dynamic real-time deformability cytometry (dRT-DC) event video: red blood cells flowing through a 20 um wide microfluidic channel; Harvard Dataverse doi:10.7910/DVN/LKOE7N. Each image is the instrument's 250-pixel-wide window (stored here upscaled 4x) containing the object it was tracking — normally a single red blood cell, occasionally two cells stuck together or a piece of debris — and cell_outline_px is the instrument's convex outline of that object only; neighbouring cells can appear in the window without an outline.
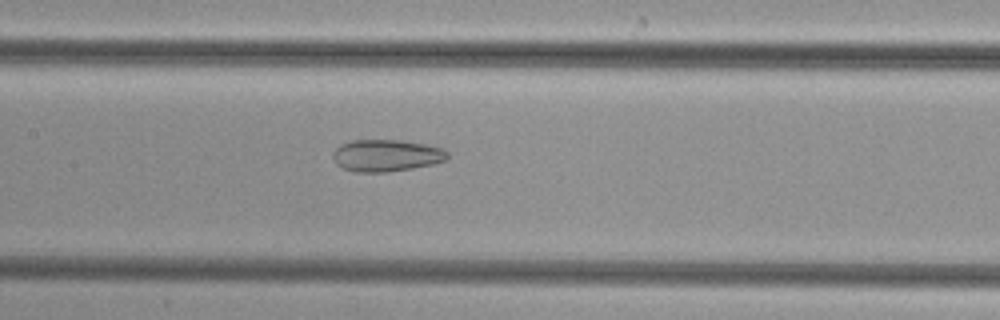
{"species": "common noctule bat (a hibernating species)", "species_latin": "Nyctalus noctula", "temperature_condition": "cold", "stored_images_in_passage": 36, "camera_frame_rate_fps": 3000, "um_per_image_px": 0.085, "animal": {"sex": "female", "body_mass_g": 29.2, "forearm_length_mm": 56.3}, "frame": {"image": 1, "passage_image": 20, "time_ms": 6.333, "image_size_px": [1000, 320], "cell_outline_px": [[448, 156], [444, 160], [432, 164], [412, 168], [388, 172], [356, 172], [340, 168], [336, 164], [332, 156], [332, 152], [340, 144], [352, 140], [400, 140], [428, 144], [444, 148], [448, 152]], "centroid_in_image_um": [32.81, 13.21], "position_along_channel_um": 174.6, "area_um2": 21.56}}
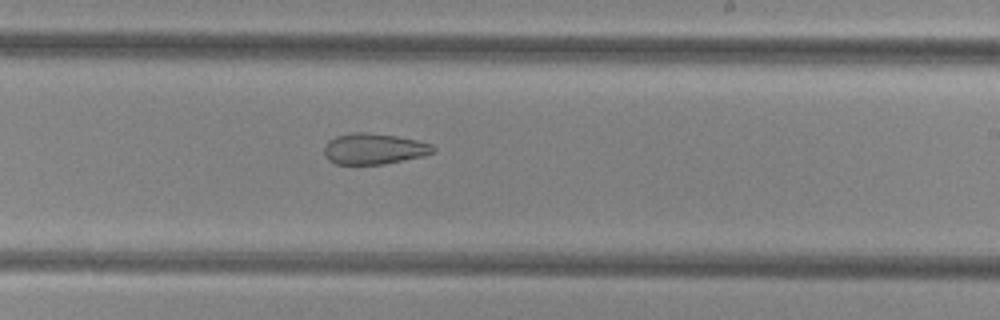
{"frame": {"image": 2, "passage_image": 26, "time_ms": 8.333, "image_size_px": [1000, 320], "cell_outline_px": [[436, 148], [432, 152], [424, 156], [384, 164], [336, 164], [328, 160], [324, 152], [324, 148], [328, 140], [336, 136], [348, 132], [368, 132], [396, 136], [416, 140], [432, 144]], "centroid_in_image_um": [31.77, 12.64], "position_along_channel_um": 257.2, "area_um2": 19.71}}
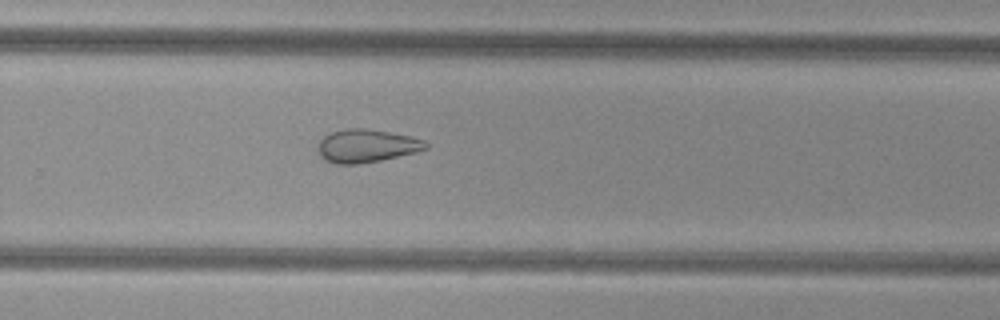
{"frame": {"image": 3, "passage_image": 29, "time_ms": 9.333, "image_size_px": [1000, 320], "cell_outline_px": [[428, 148], [416, 152], [380, 160], [356, 164], [336, 164], [324, 160], [320, 156], [316, 148], [320, 140], [324, 136], [332, 132], [344, 128], [364, 128], [412, 136], [424, 140], [428, 144]], "centroid_in_image_um": [31.13, 12.39], "position_along_channel_um": 298.7, "area_um2": 20.87}}